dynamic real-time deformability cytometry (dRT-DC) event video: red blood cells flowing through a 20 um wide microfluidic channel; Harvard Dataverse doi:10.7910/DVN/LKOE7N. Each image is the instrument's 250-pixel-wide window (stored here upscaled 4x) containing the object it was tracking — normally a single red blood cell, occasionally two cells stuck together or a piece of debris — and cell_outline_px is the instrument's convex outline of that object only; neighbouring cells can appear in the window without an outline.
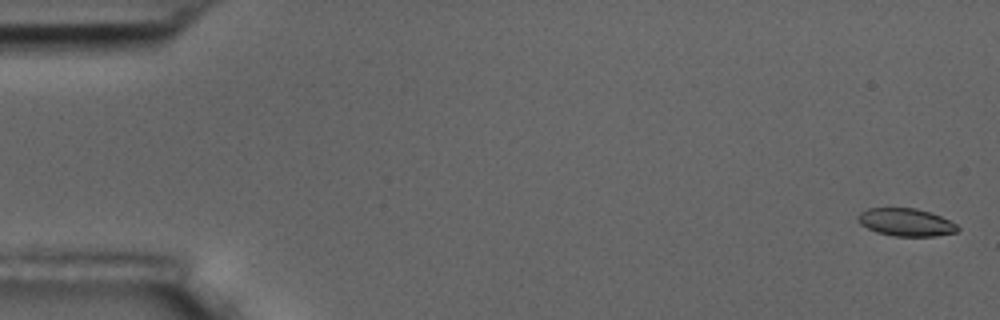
{"species": "common noctule bat (a hibernating species)", "species_latin": "Nyctalus noctula", "temperature_condition": "room temperature", "stored_images_in_passage": 3, "camera_frame_rate_fps": 3000, "um_per_image_px": 0.085, "animal": {"sex": "male", "body_mass_g": 17.5, "forearm_length_mm": 52.3}, "frame": {"image": 1, "passage_image": 1, "time_ms": 0.0, "image_size_px": [1000, 320], "cell_outline_px": [[960, 228], [956, 232], [936, 236], [896, 236], [876, 232], [860, 224], [856, 216], [860, 212], [868, 208], [916, 208], [940, 216], [956, 224]], "centroid_in_image_um": [76.98, 18.89], "position_along_channel_um": 8.0, "area_um2": 16.01}}